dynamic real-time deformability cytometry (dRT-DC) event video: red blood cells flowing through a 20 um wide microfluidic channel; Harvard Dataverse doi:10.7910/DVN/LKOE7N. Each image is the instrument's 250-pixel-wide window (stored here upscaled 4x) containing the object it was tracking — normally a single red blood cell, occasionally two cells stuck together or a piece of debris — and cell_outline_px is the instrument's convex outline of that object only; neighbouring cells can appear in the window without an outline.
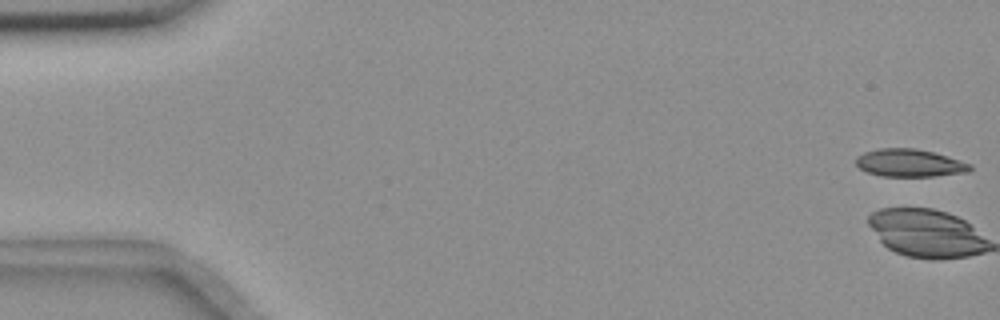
{"species": "common noctule bat (a hibernating species)", "species_latin": "Nyctalus noctula", "temperature_condition": "room temperature", "stored_images_in_passage": 21, "camera_frame_rate_fps": 3000, "um_per_image_px": 0.085, "animal": {"sex": "female", "body_mass_g": 18.4}, "frame": {"image": 1, "passage_image": 1, "time_ms": 0.0, "image_size_px": [1000, 320], "cell_outline_px": [[972, 168], [968, 172], [936, 176], [880, 176], [868, 172], [860, 168], [856, 164], [856, 156], [864, 152], [876, 148], [916, 148], [948, 156], [972, 164]], "centroid_in_image_um": [77.31, 13.85], "position_along_channel_um": 7.7, "area_um2": 18.5}}